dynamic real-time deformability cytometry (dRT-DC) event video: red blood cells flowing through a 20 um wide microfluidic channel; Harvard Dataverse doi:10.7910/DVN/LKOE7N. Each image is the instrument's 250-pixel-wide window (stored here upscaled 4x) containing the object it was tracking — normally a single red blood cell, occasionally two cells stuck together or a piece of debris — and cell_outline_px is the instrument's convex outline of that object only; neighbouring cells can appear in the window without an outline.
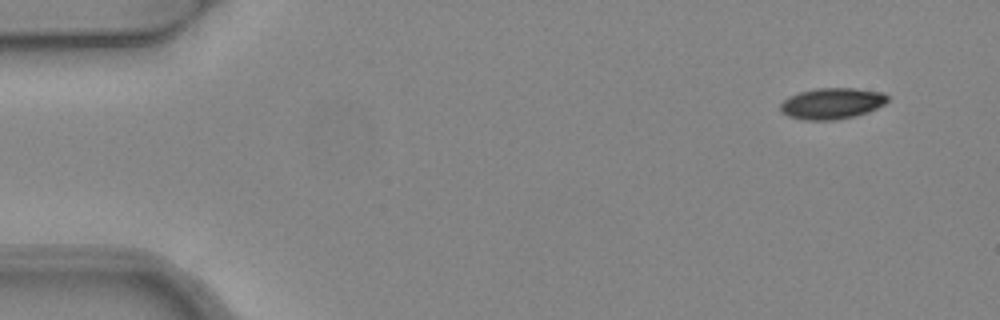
{"species": "common noctule bat (a hibernating species)", "species_latin": "Nyctalus noctula", "temperature_condition": "warm", "stored_images_in_passage": 4, "camera_frame_rate_fps": 3000, "um_per_image_px": 0.085, "animal": {"sex": "female", "body_mass_g": 24.6, "forearm_length_mm": 56.2}, "frame": {"image": 1, "passage_image": 1, "time_ms": 0.0, "image_size_px": [1000, 320], "cell_outline_px": [[888, 100], [884, 104], [868, 112], [856, 116], [836, 120], [804, 120], [788, 116], [780, 112], [780, 104], [788, 96], [800, 92], [816, 88], [856, 88], [884, 92], [888, 96]], "centroid_in_image_um": [70.71, 8.79], "position_along_channel_um": 14.3, "area_um2": 19.65}}
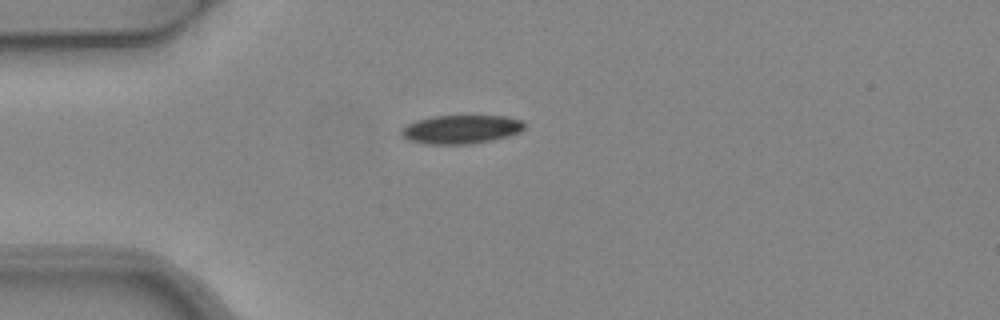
{"frame": {"image": 2, "passage_image": 4, "time_ms": 1.0, "image_size_px": [1000, 320], "cell_outline_px": [[524, 128], [520, 132], [508, 136], [492, 140], [472, 144], [424, 144], [408, 140], [400, 136], [400, 128], [416, 120], [432, 116], [504, 116], [520, 120], [524, 124]], "centroid_in_image_um": [39.13, 11.0], "position_along_channel_um": 45.9, "area_um2": 20.69}}